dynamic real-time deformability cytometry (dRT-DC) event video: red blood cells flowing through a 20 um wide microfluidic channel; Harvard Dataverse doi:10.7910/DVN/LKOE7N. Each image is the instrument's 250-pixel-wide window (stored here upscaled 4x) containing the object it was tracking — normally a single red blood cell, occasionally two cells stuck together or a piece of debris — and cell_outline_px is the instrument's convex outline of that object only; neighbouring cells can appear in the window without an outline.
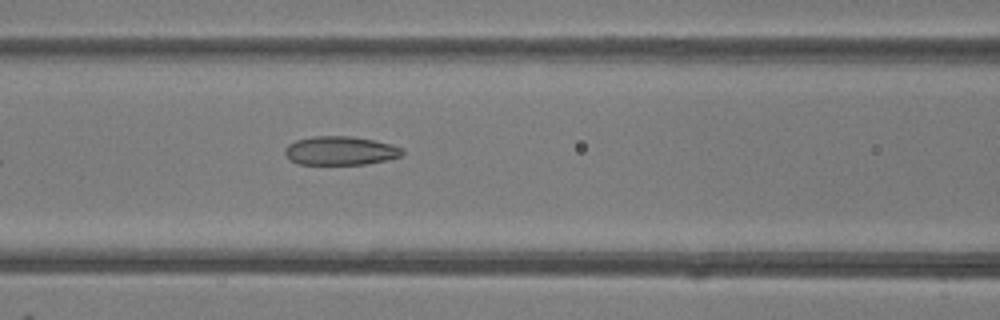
{"species": "common noctule bat (a hibernating species)", "species_latin": "Nyctalus noctula", "temperature_condition": "room temperature", "stored_images_in_passage": 7, "camera_frame_rate_fps": 3000, "um_per_image_px": 0.085, "animal": {"sex": "female"}, "frame": {"image": 1, "passage_image": 7, "time_ms": 7.0, "image_size_px": [1000, 320], "cell_outline_px": [[404, 152], [400, 156], [388, 160], [364, 164], [296, 164], [288, 160], [284, 152], [284, 148], [288, 144], [296, 140], [312, 136], [348, 136], [372, 140], [392, 144], [400, 148]], "centroid_in_image_um": [28.87, 12.81], "position_along_channel_um": 137.7, "area_um2": 19.71}}